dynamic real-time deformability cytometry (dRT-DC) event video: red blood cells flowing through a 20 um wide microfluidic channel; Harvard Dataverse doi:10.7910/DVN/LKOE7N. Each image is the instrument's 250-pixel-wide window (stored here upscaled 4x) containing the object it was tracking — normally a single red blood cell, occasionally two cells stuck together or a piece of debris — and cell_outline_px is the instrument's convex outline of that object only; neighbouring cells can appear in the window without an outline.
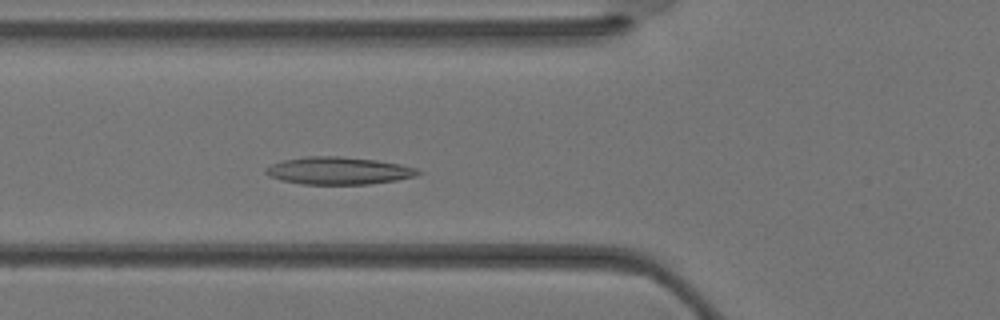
{"species": "Egyptian fruit bat (a non-hibernating species)", "species_latin": "Rousettus aegyptiacus", "temperature_condition": "warm", "stored_images_in_passage": 34, "camera_frame_rate_fps": 3000, "um_per_image_px": 0.085, "animal": {"sex": "female"}, "frame": {"image": 1, "passage_image": 11, "time_ms": 3.333, "image_size_px": [1000, 320], "cell_outline_px": [[424, 172], [416, 176], [396, 180], [368, 184], [300, 184], [280, 180], [268, 176], [264, 172], [264, 168], [280, 160], [304, 156], [340, 156], [376, 160], [400, 164], [416, 168]], "centroid_in_image_um": [28.73, 14.5], "position_along_channel_um": 97.1, "area_um2": 24.62}}
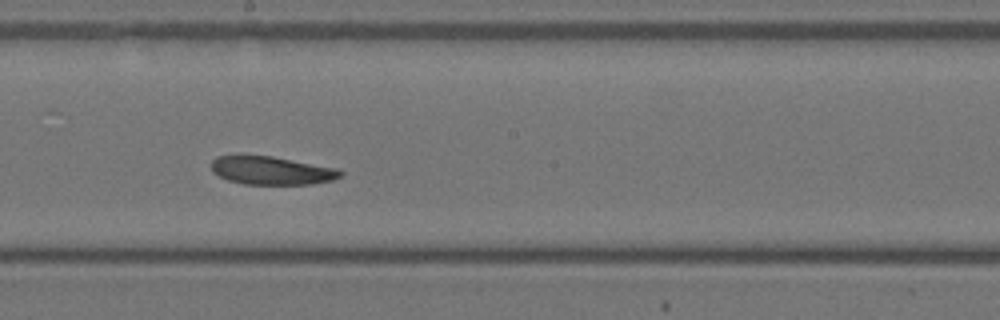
{"frame": {"image": 2, "passage_image": 18, "time_ms": 5.667, "image_size_px": [1000, 320], "cell_outline_px": [[344, 172], [340, 176], [332, 180], [312, 184], [244, 184], [228, 180], [212, 172], [212, 160], [216, 156], [240, 152], [272, 156], [336, 168]], "centroid_in_image_um": [22.99, 14.45], "position_along_channel_um": 225.2, "area_um2": 21.79}}
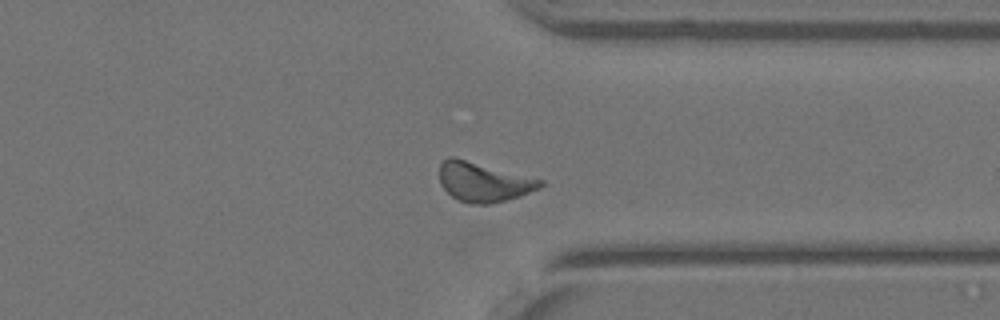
{"frame": {"image": 3, "passage_image": 26, "time_ms": 8.333, "image_size_px": [1000, 320], "cell_outline_px": [[544, 184], [540, 188], [520, 196], [488, 204], [468, 204], [452, 196], [440, 184], [440, 164], [448, 156], [452, 156], [544, 180]], "centroid_in_image_um": [41.1, 15.46], "position_along_channel_um": 370.3, "area_um2": 23.0}}